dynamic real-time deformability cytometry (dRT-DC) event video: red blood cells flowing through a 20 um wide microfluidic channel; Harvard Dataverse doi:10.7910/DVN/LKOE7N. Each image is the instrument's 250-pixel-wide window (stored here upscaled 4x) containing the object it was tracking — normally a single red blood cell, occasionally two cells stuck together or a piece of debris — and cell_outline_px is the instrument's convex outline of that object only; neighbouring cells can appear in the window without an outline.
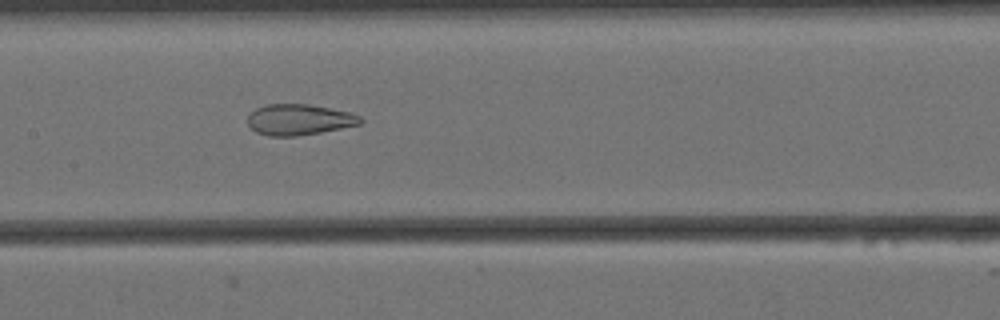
{"species": "Egyptian fruit bat (a non-hibernating species)", "species_latin": "Rousettus aegyptiacus", "temperature_condition": "cold", "stored_images_in_passage": 57, "camera_frame_rate_fps": 3000, "um_per_image_px": 0.085, "animal": {"sex": "female"}, "frame": {"image": 1, "passage_image": 26, "time_ms": 8.333, "image_size_px": [1000, 320], "cell_outline_px": [[364, 120], [360, 124], [320, 132], [296, 136], [268, 136], [256, 132], [248, 124], [248, 116], [256, 108], [264, 104], [308, 104], [352, 112], [360, 116]], "centroid_in_image_um": [25.43, 10.16], "position_along_channel_um": 182.0, "area_um2": 20.29}}
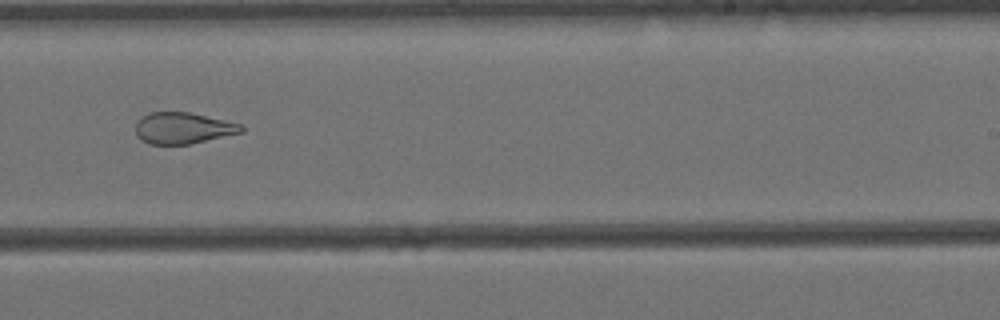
{"frame": {"image": 2, "passage_image": 34, "time_ms": 11.0, "image_size_px": [1000, 320], "cell_outline_px": [[244, 132], [192, 144], [148, 144], [140, 140], [136, 136], [136, 120], [140, 116], [148, 112], [188, 112], [244, 124]], "centroid_in_image_um": [15.55, 10.89], "position_along_channel_um": 273.5, "area_um2": 19.71}}
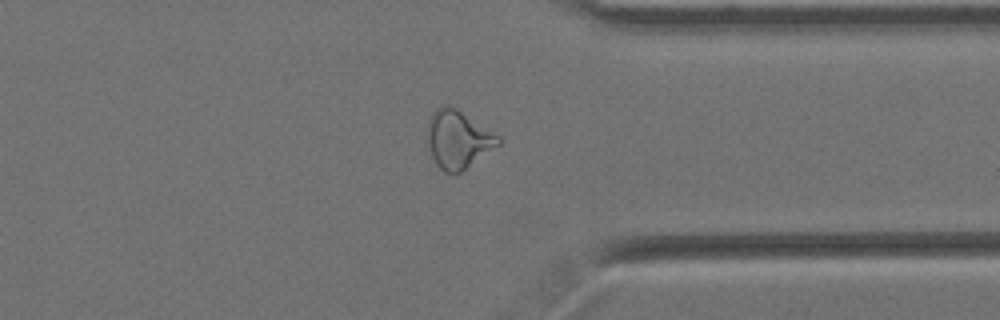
{"frame": {"image": 3, "passage_image": 43, "time_ms": 14.0, "image_size_px": [1000, 320], "cell_outline_px": [[500, 144], [460, 172], [452, 176], [444, 172], [436, 164], [432, 156], [428, 144], [428, 120], [432, 112], [436, 108], [444, 104], [448, 104], [456, 108], [500, 136]], "centroid_in_image_um": [38.91, 11.84], "position_along_channel_um": 372.5, "area_um2": 23.87}, "authors_computed_cell_mechanics": {"area_um2": 25.143, "velocity_mm_per_s": 3.4492, "shape_relaxation_time_tau1_ms": null, "shape_relaxation_time_tau2_ms": 1.7533, "deformation_change_tau1": null, "deformation_change_tau2": 0.0993}}